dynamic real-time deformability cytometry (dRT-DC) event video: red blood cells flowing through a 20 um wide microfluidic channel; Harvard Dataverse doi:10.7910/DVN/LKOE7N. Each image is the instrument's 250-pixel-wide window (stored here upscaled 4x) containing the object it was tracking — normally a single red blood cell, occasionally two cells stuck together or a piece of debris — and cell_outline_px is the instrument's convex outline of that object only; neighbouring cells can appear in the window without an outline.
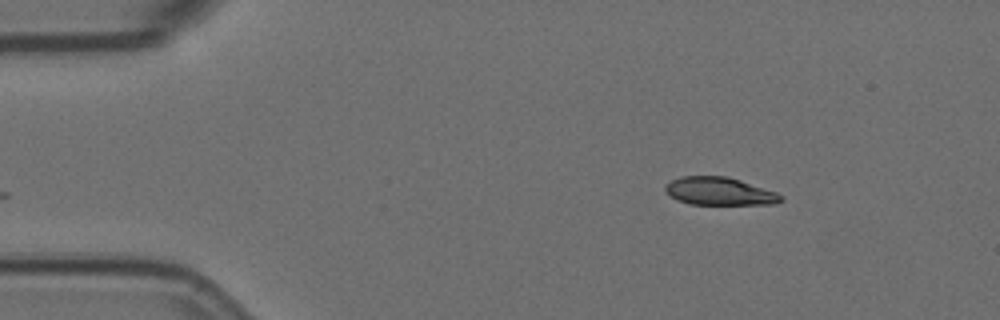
{"species": "Egyptian fruit bat (a non-hibernating species)", "species_latin": "Rousettus aegyptiacus", "temperature_condition": "room temperature", "stored_images_in_passage": 40, "camera_frame_rate_fps": 3000, "um_per_image_px": 0.085, "animal": {"sex": "female"}, "frame": {"image": 1, "passage_image": 1, "time_ms": 0.0, "image_size_px": [1000, 320], "cell_outline_px": [[784, 200], [776, 204], [688, 204], [676, 200], [668, 196], [664, 192], [664, 184], [680, 176], [728, 176], [776, 192], [784, 196]], "centroid_in_image_um": [61.11, 16.26], "position_along_channel_um": 23.9, "area_um2": 19.07}}
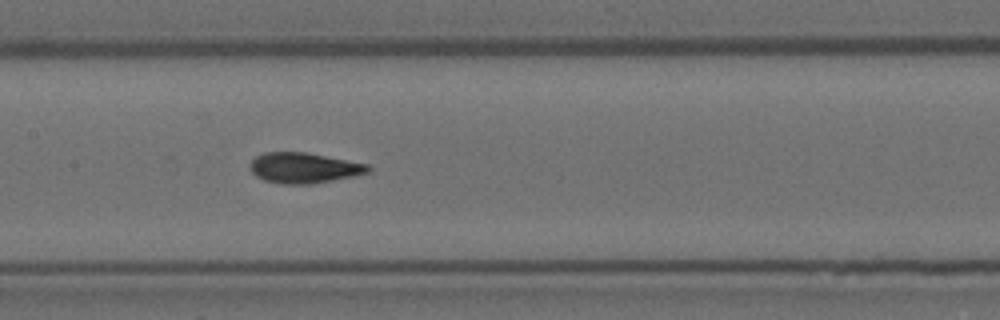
{"frame": {"image": 2, "passage_image": 20, "time_ms": 6.333, "image_size_px": [1000, 320], "cell_outline_px": [[372, 172], [312, 184], [280, 184], [264, 180], [256, 176], [248, 168], [248, 164], [256, 156], [264, 152], [308, 152], [368, 164], [372, 168]], "centroid_in_image_um": [25.82, 14.26], "position_along_channel_um": 181.6, "area_um2": 21.21}}
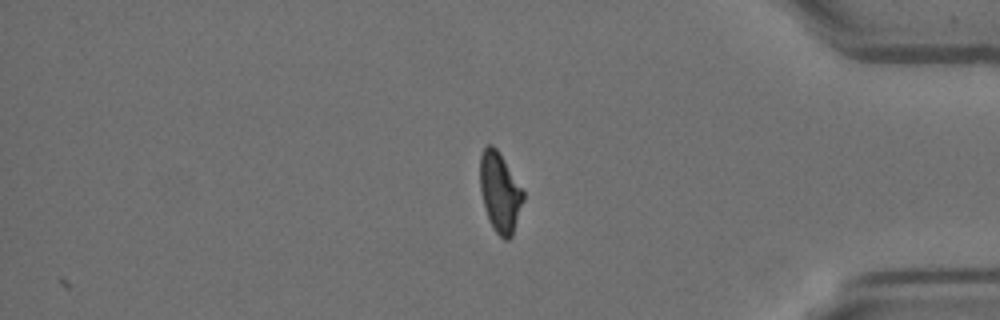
{"frame": {"image": 3, "passage_image": 40, "time_ms": 13.0, "image_size_px": [1000, 320], "cell_outline_px": [[524, 200], [512, 236], [508, 240], [504, 240], [492, 228], [484, 204], [480, 188], [480, 156], [484, 148], [488, 144], [492, 144], [500, 152], [524, 192]], "centroid_in_image_um": [42.5, 16.34], "position_along_channel_um": 392.7, "area_um2": 20.0}, "authors_computed_cell_mechanics": {"area_um2": 20.5768, "velocity_mm_per_s": 3.5832, "shape_relaxation_time_tau1_ms": 4.1148, "shape_relaxation_time_tau2_ms": 1.2191, "deformation_change_tau1": 0.1867, "deformation_change_tau2": 0.0802}}